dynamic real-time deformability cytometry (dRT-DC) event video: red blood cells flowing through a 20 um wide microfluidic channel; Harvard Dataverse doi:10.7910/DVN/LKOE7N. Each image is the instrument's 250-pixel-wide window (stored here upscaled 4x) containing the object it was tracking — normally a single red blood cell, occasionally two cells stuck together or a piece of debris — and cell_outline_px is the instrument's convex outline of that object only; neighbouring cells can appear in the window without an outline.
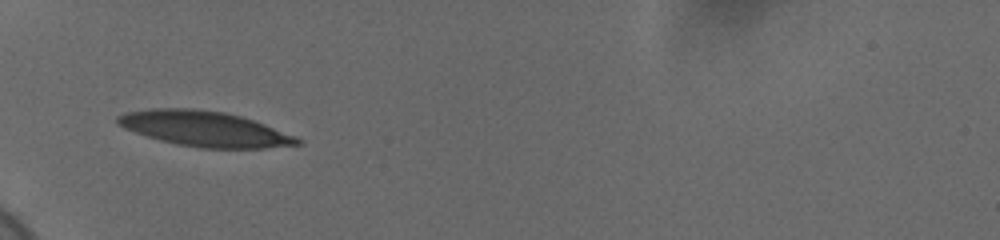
{"species": "human", "species_latin": "Homo sapiens", "temperature_condition": "cold", "stored_images_in_passage": 37, "camera_frame_rate_fps": 3000, "um_per_image_px": 0.085, "donor": {"sex": "female"}, "frame": {"image": 1, "passage_image": 1, "time_ms": 0.0, "image_size_px": [1000, 240], "cell_outline_px": [[304, 144], [264, 148], [200, 148], [176, 144], [160, 140], [124, 128], [116, 124], [116, 116], [124, 112], [152, 108], [192, 108], [224, 112], [240, 116], [264, 124], [296, 136], [304, 140]], "centroid_in_image_um": [17.39, 10.95], "position_along_channel_um": 67.6, "area_um2": 36.99}}
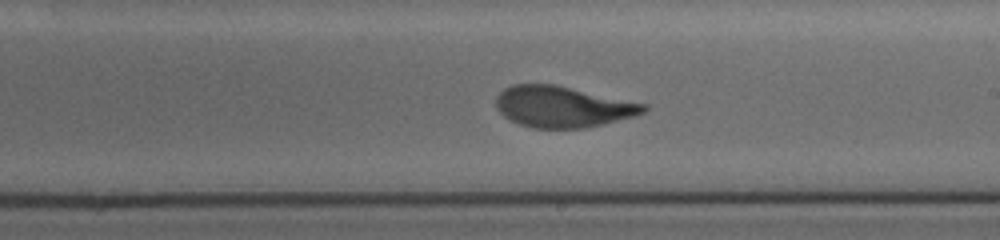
{"frame": {"image": 2, "passage_image": 16, "time_ms": 5.0, "image_size_px": [1000, 240], "cell_outline_px": [[648, 108], [644, 112], [636, 116], [604, 124], [584, 128], [532, 128], [520, 124], [504, 116], [496, 108], [496, 96], [504, 88], [512, 84], [556, 84], [648, 104]], "centroid_in_image_um": [47.85, 9.06], "position_along_channel_um": 241.2, "area_um2": 35.6}}
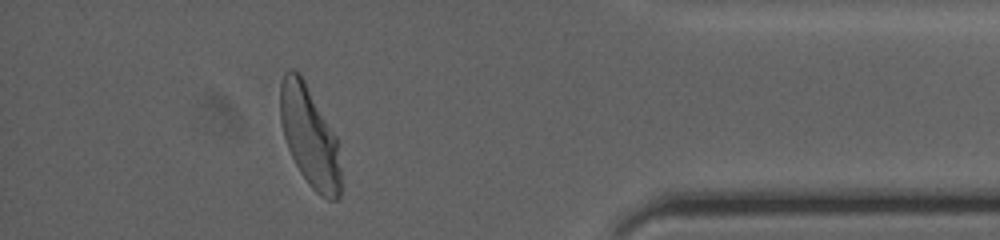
{"frame": {"image": 3, "passage_image": 32, "time_ms": 10.333, "image_size_px": [1000, 240], "cell_outline_px": [[340, 196], [336, 200], [328, 200], [320, 196], [308, 184], [300, 172], [288, 148], [284, 136], [280, 120], [280, 84], [284, 72], [288, 68], [292, 68], [300, 72], [336, 136], [340, 168]], "centroid_in_image_um": [26.29, 11.57], "position_along_channel_um": 408.9, "area_um2": 35.43}, "authors_computed_cell_mechanics": {"area_um2": 36.0094, "velocity_mm_per_s": 3.664, "shape_relaxation_time_tau1_ms": 3.2368, "shape_relaxation_time_tau2_ms": null, "deformation_change_tau1": 0.1664, "deformation_change_tau2": null}}